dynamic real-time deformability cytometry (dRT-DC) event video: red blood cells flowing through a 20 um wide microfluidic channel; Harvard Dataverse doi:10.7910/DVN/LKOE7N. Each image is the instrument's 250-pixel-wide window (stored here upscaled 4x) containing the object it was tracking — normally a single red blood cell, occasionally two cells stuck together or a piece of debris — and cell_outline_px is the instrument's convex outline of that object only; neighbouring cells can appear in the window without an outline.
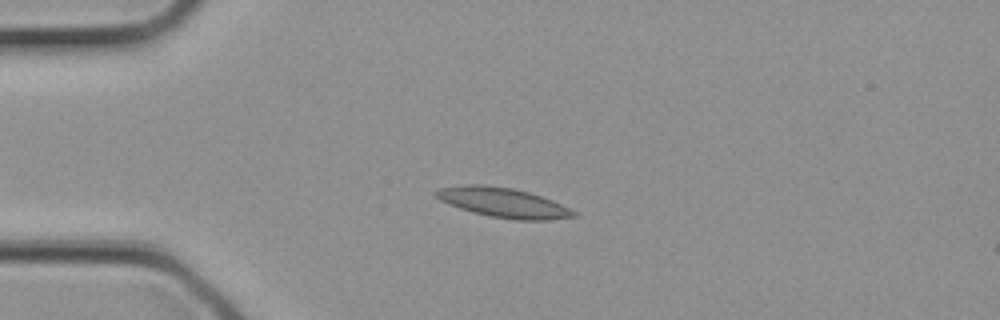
{"species": "common noctule bat (a hibernating species)", "species_latin": "Nyctalus noctula", "temperature_condition": "cold", "stored_images_in_passage": 2, "camera_frame_rate_fps": 3000, "um_per_image_px": 0.085, "animal": {"sex": "female", "body_mass_g": 21.9}, "frame": {"image": 1, "passage_image": 2, "time_ms": 0.333, "image_size_px": [1000, 320], "cell_outline_px": [[576, 216], [548, 220], [516, 220], [492, 216], [472, 212], [460, 208], [440, 200], [432, 192], [436, 188], [464, 184], [484, 184], [512, 188], [528, 192], [552, 200], [576, 212]], "centroid_in_image_um": [42.71, 17.2], "position_along_channel_um": 42.3, "area_um2": 23.7}}